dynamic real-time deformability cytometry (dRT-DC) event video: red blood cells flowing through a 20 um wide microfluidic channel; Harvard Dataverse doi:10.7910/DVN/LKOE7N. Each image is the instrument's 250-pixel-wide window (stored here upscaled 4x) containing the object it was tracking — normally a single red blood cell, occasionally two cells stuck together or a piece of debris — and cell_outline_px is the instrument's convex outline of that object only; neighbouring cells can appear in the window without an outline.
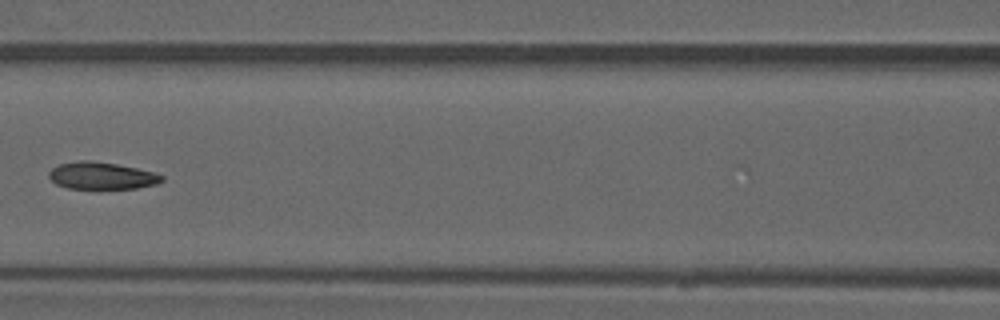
{"species": "common noctule bat (a hibernating species)", "species_latin": "Nyctalus noctula", "temperature_condition": "warm", "stored_images_in_passage": 5, "camera_frame_rate_fps": 3000, "um_per_image_px": 0.085, "animal": {"sex": "male", "forearm_length_mm": 52.5}, "frame": {"image": 1, "passage_image": 5, "time_ms": 5.333, "image_size_px": [1000, 320], "cell_outline_px": [[164, 180], [156, 184], [136, 188], [68, 188], [56, 184], [48, 176], [48, 172], [52, 168], [60, 164], [80, 160], [92, 160], [116, 164], [136, 168], [152, 172], [164, 176]], "centroid_in_image_um": [8.63, 14.93], "position_along_channel_um": 158.0, "area_um2": 17.69}}